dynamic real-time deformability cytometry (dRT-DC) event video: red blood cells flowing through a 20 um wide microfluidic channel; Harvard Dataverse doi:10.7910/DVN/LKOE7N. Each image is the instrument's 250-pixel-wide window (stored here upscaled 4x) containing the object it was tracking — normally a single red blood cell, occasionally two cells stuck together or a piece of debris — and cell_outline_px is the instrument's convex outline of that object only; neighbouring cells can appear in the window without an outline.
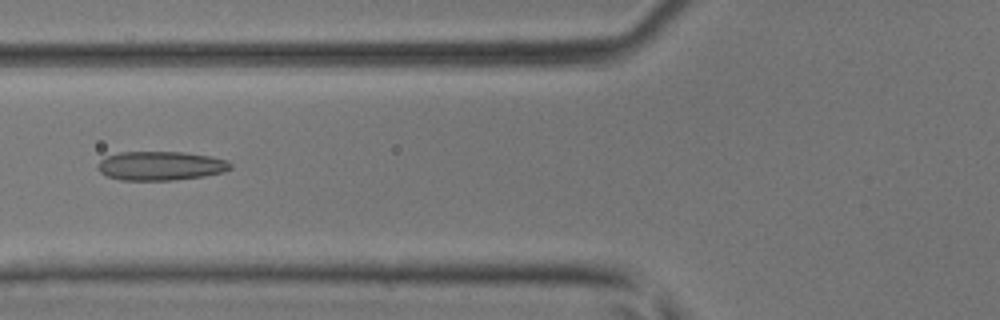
{"species": "common noctule bat (a hibernating species)", "species_latin": "Nyctalus noctula", "temperature_condition": "room temperature", "stored_images_in_passage": 49, "camera_frame_rate_fps": 3000, "um_per_image_px": 0.085, "animal": {"sex": "male", "body_mass_g": 17.9, "forearm_length_mm": 54.2}, "frame": {"image": 1, "passage_image": 20, "time_ms": 6.333, "image_size_px": [1000, 320], "cell_outline_px": [[232, 168], [224, 172], [204, 176], [172, 180], [120, 180], [108, 176], [100, 172], [96, 168], [96, 164], [104, 156], [120, 152], [184, 152], [212, 156], [228, 160], [232, 164]], "centroid_in_image_um": [13.65, 14.09], "position_along_channel_um": 112.2, "area_um2": 22.72}}
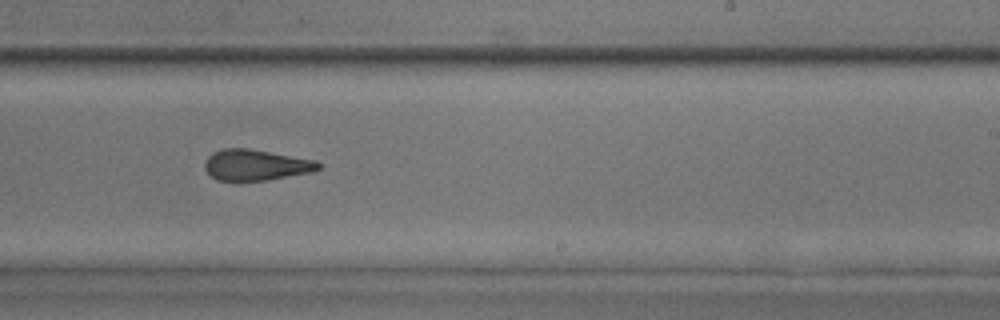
{"frame": {"image": 2, "passage_image": 31, "time_ms": 10.0, "image_size_px": [1000, 320], "cell_outline_px": [[324, 164], [320, 168], [312, 172], [264, 180], [236, 184], [216, 180], [204, 168], [204, 160], [212, 152], [224, 148], [248, 148], [316, 160]], "centroid_in_image_um": [21.7, 14.05], "position_along_channel_um": 267.3, "area_um2": 21.15}}
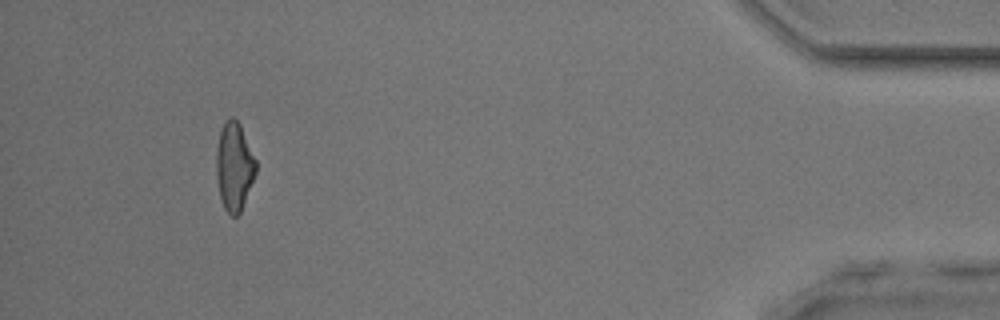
{"frame": {"image": 3, "passage_image": 46, "time_ms": 15.0, "image_size_px": [1000, 320], "cell_outline_px": [[256, 172], [240, 212], [236, 216], [232, 216], [224, 208], [220, 196], [216, 176], [216, 152], [220, 132], [224, 124], [232, 116], [240, 124], [256, 160]], "centroid_in_image_um": [19.9, 14.16], "position_along_channel_um": 415.3, "area_um2": 20.0}, "authors_computed_cell_mechanics": {"area_um2": 21.3282, "velocity_mm_per_s": 4.245, "shape_relaxation_time_tau1_ms": null, "shape_relaxation_time_tau2_ms": 2.0576, "deformation_change_tau1": null, "deformation_change_tau2": 0.1061}}